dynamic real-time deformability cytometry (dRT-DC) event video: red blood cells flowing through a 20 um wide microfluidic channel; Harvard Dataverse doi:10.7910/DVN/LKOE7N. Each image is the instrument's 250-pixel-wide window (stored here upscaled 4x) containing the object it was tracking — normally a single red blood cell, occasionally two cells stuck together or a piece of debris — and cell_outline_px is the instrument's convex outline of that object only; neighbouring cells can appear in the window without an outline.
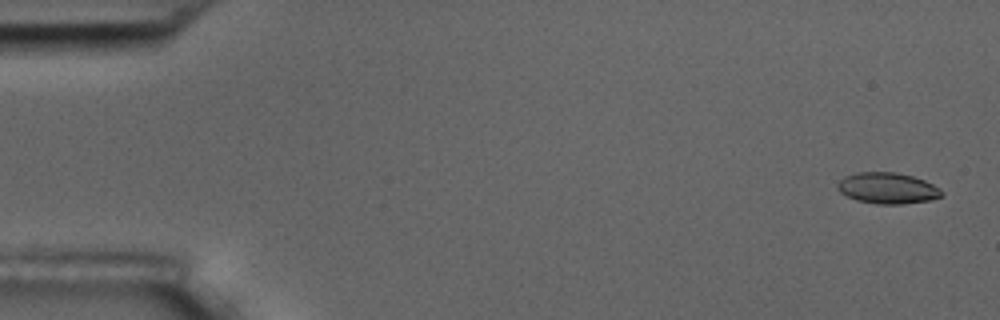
{"species": "common noctule bat (a hibernating species)", "species_latin": "Nyctalus noctula", "temperature_condition": "room temperature", "stored_images_in_passage": 6, "camera_frame_rate_fps": 3000, "um_per_image_px": 0.085, "animal": {"sex": "male", "body_mass_g": 17.5, "forearm_length_mm": 52.3}, "frame": {"image": 1, "passage_image": 1, "time_ms": 0.0, "image_size_px": [1000, 320], "cell_outline_px": [[944, 196], [928, 200], [904, 204], [876, 204], [856, 200], [840, 192], [836, 188], [836, 184], [844, 176], [856, 172], [896, 172], [912, 176], [924, 180], [940, 188], [944, 192]], "centroid_in_image_um": [75.43, 15.99], "position_along_channel_um": 9.6, "area_um2": 19.02}}